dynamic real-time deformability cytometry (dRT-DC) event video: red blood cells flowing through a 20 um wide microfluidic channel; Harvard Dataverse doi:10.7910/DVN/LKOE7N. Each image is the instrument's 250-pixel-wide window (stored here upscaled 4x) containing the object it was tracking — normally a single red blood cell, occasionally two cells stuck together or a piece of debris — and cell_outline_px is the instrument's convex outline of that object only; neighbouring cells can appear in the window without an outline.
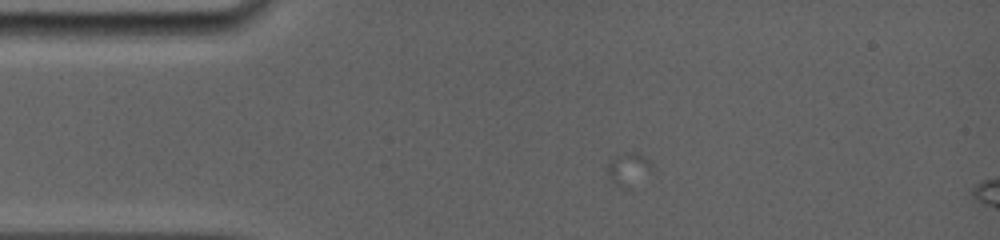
{"species": "common noctule bat (a hibernating species)", "species_latin": "Nyctalus noctula", "temperature_condition": "room temperature", "stored_images_in_passage": 4, "segment_of_instrument_passage": [1, 2], "camera_frame_rate_fps": 5000, "um_per_image_px": 0.085, "animal": {"sex": "female", "body_mass_g": 19.0, "forearm_length_mm": 56.7}, "frame": {"image": 1, "passage_image": 1, "time_ms": 0.0, "image_size_px": [1000, 240], "cell_outline_px": [[656, 172], [632, 192], [624, 192], [604, 172], [608, 160], [616, 156], [632, 152], [636, 152], [652, 160], [656, 168]], "centroid_in_image_um": [53.54, 14.5], "position_along_channel_um": 31.5, "area_um2": 10.06}}